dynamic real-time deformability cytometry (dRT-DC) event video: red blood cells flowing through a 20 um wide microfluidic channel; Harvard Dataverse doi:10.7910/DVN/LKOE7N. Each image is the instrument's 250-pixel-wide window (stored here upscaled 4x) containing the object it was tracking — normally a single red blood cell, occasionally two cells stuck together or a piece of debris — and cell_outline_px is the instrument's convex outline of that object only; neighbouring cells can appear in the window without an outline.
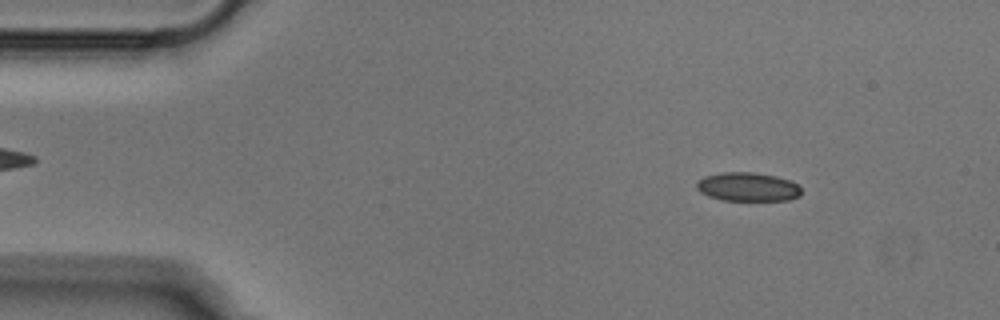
{"species": "Egyptian fruit bat (a non-hibernating species)", "species_latin": "Rousettus aegyptiacus", "temperature_condition": "cold", "stored_images_in_passage": 51, "camera_frame_rate_fps": 3000, "um_per_image_px": 0.085, "animal": {"sex": "male"}, "frame": {"image": 1, "passage_image": 6, "time_ms": 1.667, "image_size_px": [1000, 320], "cell_outline_px": [[800, 196], [788, 200], [720, 200], [708, 196], [700, 192], [696, 188], [696, 180], [704, 176], [724, 172], [752, 172], [776, 176], [788, 180], [796, 184], [800, 188]], "centroid_in_image_um": [63.51, 15.88], "position_along_channel_um": 21.5, "area_um2": 17.57}}
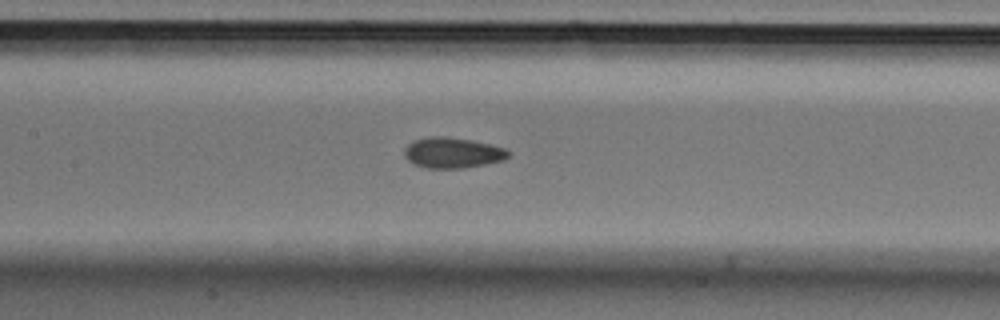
{"frame": {"image": 2, "passage_image": 23, "time_ms": 7.333, "image_size_px": [1000, 320], "cell_outline_px": [[512, 152], [504, 160], [464, 168], [428, 168], [416, 164], [408, 160], [404, 156], [404, 148], [412, 140], [432, 136], [444, 136], [472, 140], [504, 148]], "centroid_in_image_um": [38.46, 12.98], "position_along_channel_um": 168.9, "area_um2": 18.5}}
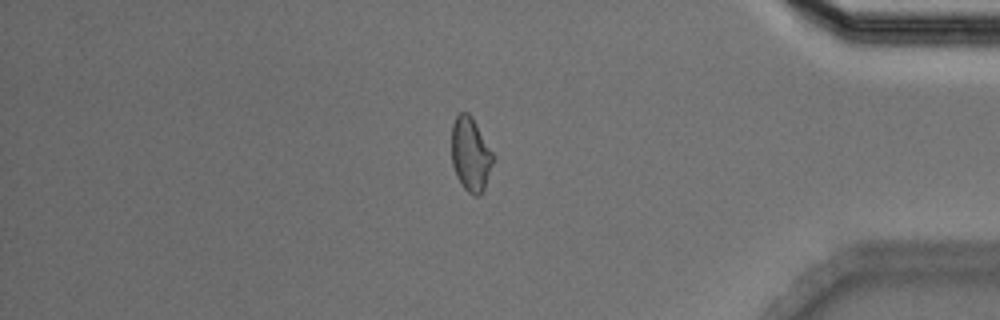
{"frame": {"image": 3, "passage_image": 43, "time_ms": 14.0, "image_size_px": [1000, 320], "cell_outline_px": [[492, 164], [484, 188], [480, 196], [472, 196], [464, 188], [456, 176], [452, 164], [452, 124], [456, 116], [460, 112], [468, 112], [472, 116], [492, 152]], "centroid_in_image_um": [39.97, 13.12], "position_along_channel_um": 395.2, "area_um2": 17.69}}